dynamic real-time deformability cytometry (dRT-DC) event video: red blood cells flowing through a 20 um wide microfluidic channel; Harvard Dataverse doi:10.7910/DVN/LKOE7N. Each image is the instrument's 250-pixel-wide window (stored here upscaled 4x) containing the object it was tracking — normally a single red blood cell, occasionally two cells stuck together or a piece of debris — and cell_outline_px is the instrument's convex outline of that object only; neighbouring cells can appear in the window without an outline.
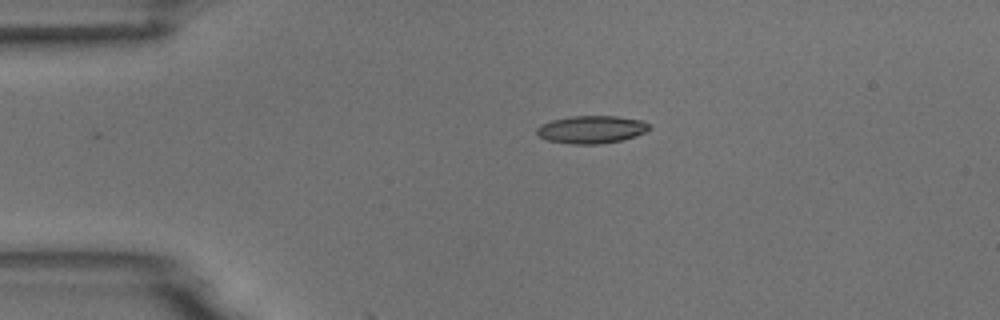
{"species": "common noctule bat (a hibernating species)", "species_latin": "Nyctalus noctula", "temperature_condition": "room temperature", "stored_images_in_passage": 2, "camera_frame_rate_fps": 3000, "um_per_image_px": 0.085, "animal": {"sex": "male", "body_mass_g": 18.8}, "frame": {"image": 1, "passage_image": 2, "time_ms": 1.0, "image_size_px": [1000, 320], "cell_outline_px": [[652, 128], [636, 136], [620, 140], [600, 144], [572, 144], [548, 140], [540, 136], [536, 132], [536, 128], [540, 124], [552, 120], [572, 116], [616, 116], [644, 120]], "centroid_in_image_um": [50.29, 11.0], "position_along_channel_um": 34.7, "area_um2": 18.15}}